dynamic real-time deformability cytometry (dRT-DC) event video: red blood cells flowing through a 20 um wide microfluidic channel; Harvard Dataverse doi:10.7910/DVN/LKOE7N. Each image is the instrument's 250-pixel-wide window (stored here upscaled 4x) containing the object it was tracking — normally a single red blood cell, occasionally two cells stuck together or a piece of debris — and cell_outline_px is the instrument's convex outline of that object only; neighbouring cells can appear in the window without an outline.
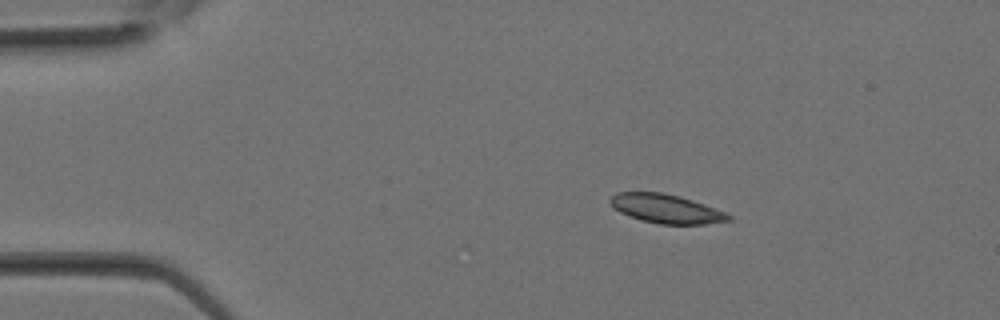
{"species": "Egyptian fruit bat (a non-hibernating species)", "species_latin": "Rousettus aegyptiacus", "temperature_condition": "room temperature", "stored_images_in_passage": 11, "camera_frame_rate_fps": 3000, "um_per_image_px": 0.085, "animal": {"sex": "female"}, "frame": {"image": 1, "passage_image": 5, "time_ms": 1.333, "image_size_px": [1000, 320], "cell_outline_px": [[732, 220], [704, 224], [660, 224], [644, 220], [620, 212], [612, 208], [608, 200], [616, 192], [660, 192], [680, 196], [704, 204], [724, 212], [732, 216]], "centroid_in_image_um": [56.6, 17.73], "position_along_channel_um": 28.4, "area_um2": 19.77}}
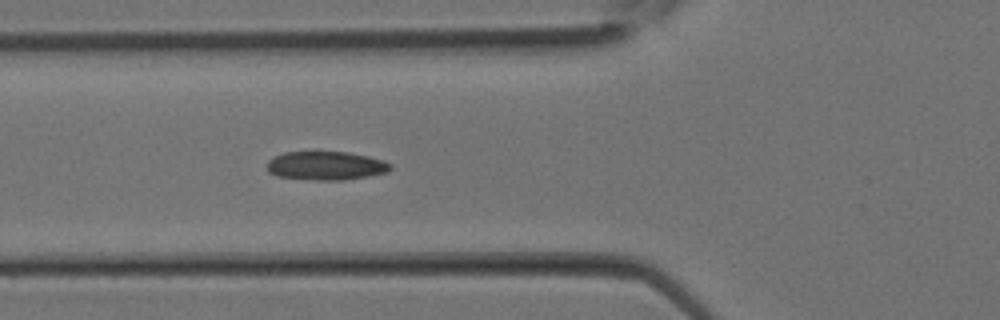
{"frame": {"image": 2, "passage_image": 11, "time_ms": 3.333, "image_size_px": [1000, 320], "cell_outline_px": [[392, 168], [388, 172], [344, 180], [316, 180], [276, 176], [268, 172], [268, 160], [284, 152], [348, 152], [368, 156], [384, 160], [392, 164]], "centroid_in_image_um": [27.73, 14.08], "position_along_channel_um": 98.1, "area_um2": 20.58}}